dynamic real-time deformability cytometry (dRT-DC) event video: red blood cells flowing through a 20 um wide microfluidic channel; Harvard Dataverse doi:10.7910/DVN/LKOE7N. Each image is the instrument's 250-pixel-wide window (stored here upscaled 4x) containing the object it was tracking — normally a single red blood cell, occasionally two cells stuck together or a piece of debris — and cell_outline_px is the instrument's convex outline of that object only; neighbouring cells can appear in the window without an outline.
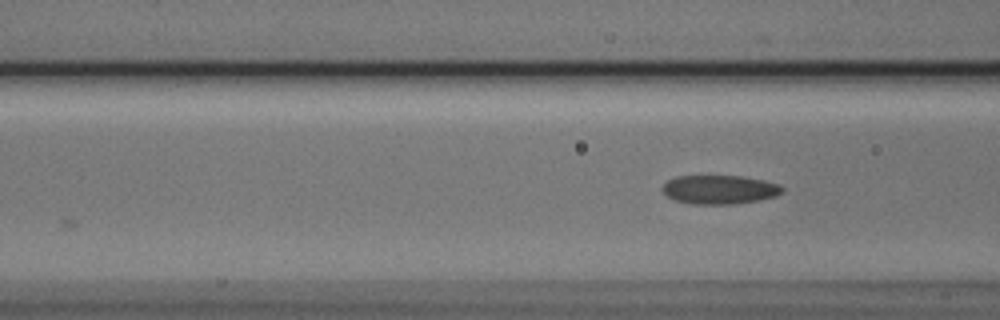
{"species": "Egyptian fruit bat (a non-hibernating species)", "species_latin": "Rousettus aegyptiacus", "temperature_condition": "cold", "stored_images_in_passage": 5, "camera_frame_rate_fps": 3000, "um_per_image_px": 0.085, "animal": {"sex": "male"}, "frame": {"image": 1, "passage_image": 5, "time_ms": 1.333, "image_size_px": [1000, 320], "cell_outline_px": [[784, 192], [776, 196], [760, 200], [732, 204], [692, 204], [676, 200], [668, 196], [660, 188], [668, 180], [676, 176], [740, 176], [764, 180], [780, 184], [784, 188]], "centroid_in_image_um": [61.19, 16.11], "position_along_channel_um": 105.4, "area_um2": 20.23}}